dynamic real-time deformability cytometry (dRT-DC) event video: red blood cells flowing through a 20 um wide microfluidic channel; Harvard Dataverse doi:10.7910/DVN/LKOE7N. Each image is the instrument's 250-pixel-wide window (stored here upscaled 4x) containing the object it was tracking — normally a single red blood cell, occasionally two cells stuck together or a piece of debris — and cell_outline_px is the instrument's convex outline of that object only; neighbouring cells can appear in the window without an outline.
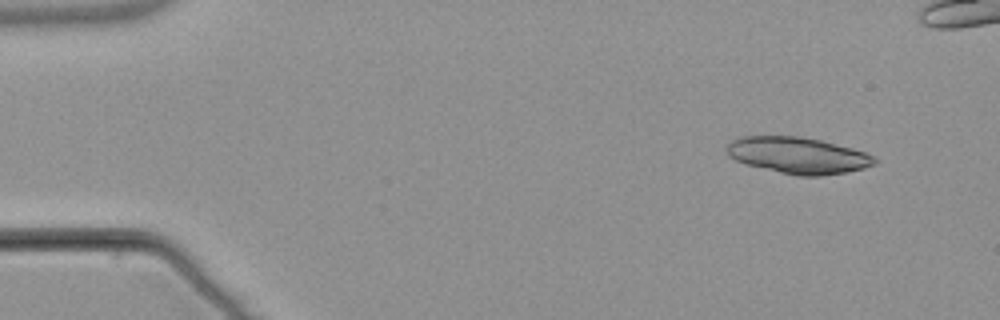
{"species": "common noctule bat (a hibernating species)", "species_latin": "Nyctalus noctula", "temperature_condition": "warm", "stored_images_in_passage": 16, "camera_frame_rate_fps": 3000, "um_per_image_px": 0.085, "animal": {"sex": "male", "body_mass_g": 21.5, "forearm_length_mm": 52.0}, "frame": {"image": 1, "passage_image": 1, "time_ms": 0.0, "image_size_px": [1000, 320], "cell_outline_px": [[880, 160], [876, 164], [864, 168], [844, 172], [820, 176], [796, 176], [744, 164], [728, 156], [724, 148], [736, 136], [800, 136], [820, 140], [852, 148], [876, 156]], "centroid_in_image_um": [67.81, 13.2], "position_along_channel_um": 17.2, "area_um2": 31.73}}